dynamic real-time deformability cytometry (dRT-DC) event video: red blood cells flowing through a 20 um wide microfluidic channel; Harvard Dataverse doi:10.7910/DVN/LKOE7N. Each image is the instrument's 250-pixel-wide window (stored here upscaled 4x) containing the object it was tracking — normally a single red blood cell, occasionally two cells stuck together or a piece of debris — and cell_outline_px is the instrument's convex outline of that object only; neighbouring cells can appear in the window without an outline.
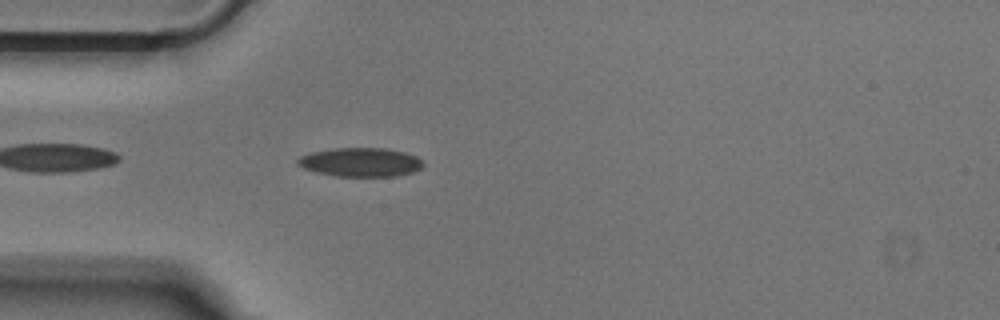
{"species": "Egyptian fruit bat (a non-hibernating species)", "species_latin": "Rousettus aegyptiacus", "temperature_condition": "cold", "stored_images_in_passage": 39, "camera_frame_rate_fps": 3000, "um_per_image_px": 0.085, "animal": {"sex": "male"}, "frame": {"image": 1, "passage_image": 2, "time_ms": 0.333, "image_size_px": [1000, 320], "cell_outline_px": [[424, 164], [420, 168], [412, 172], [396, 176], [336, 176], [316, 172], [304, 168], [296, 164], [296, 160], [300, 156], [312, 152], [332, 148], [388, 148], [404, 152], [416, 156]], "centroid_in_image_um": [30.62, 13.78], "position_along_channel_um": 54.4, "area_um2": 21.1}}
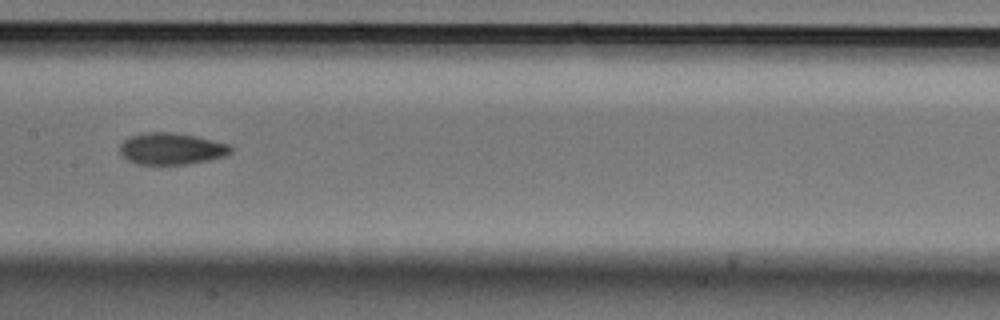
{"frame": {"image": 2, "passage_image": 13, "time_ms": 4.0, "image_size_px": [1000, 320], "cell_outline_px": [[236, 148], [232, 152], [224, 156], [208, 160], [188, 164], [136, 164], [120, 156], [120, 144], [124, 140], [132, 136], [144, 132], [172, 132], [196, 136], [228, 144]], "centroid_in_image_um": [14.57, 12.64], "position_along_channel_um": 192.8, "area_um2": 20.58}}
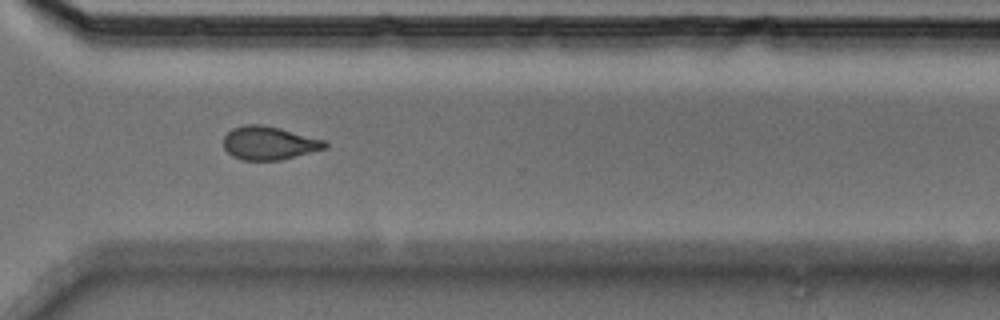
{"frame": {"image": 3, "passage_image": 25, "time_ms": 8.0, "image_size_px": [1000, 320], "cell_outline_px": [[328, 148], [280, 160], [244, 160], [232, 156], [224, 148], [224, 136], [232, 128], [244, 124], [260, 124], [280, 128], [324, 140], [328, 144]], "centroid_in_image_um": [22.87, 12.16], "position_along_channel_um": 347.7, "area_um2": 19.71}}